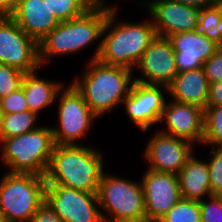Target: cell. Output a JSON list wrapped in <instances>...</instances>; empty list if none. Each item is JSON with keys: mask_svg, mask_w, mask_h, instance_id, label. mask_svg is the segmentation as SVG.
I'll return each mask as SVG.
<instances>
[{"mask_svg": "<svg viewBox=\"0 0 222 222\" xmlns=\"http://www.w3.org/2000/svg\"><path fill=\"white\" fill-rule=\"evenodd\" d=\"M199 201L181 198L161 219V222H201Z\"/></svg>", "mask_w": 222, "mask_h": 222, "instance_id": "484cf974", "label": "cell"}, {"mask_svg": "<svg viewBox=\"0 0 222 222\" xmlns=\"http://www.w3.org/2000/svg\"><path fill=\"white\" fill-rule=\"evenodd\" d=\"M199 205L201 222H222V196L210 195L199 201Z\"/></svg>", "mask_w": 222, "mask_h": 222, "instance_id": "f1b7e54d", "label": "cell"}, {"mask_svg": "<svg viewBox=\"0 0 222 222\" xmlns=\"http://www.w3.org/2000/svg\"><path fill=\"white\" fill-rule=\"evenodd\" d=\"M11 18L38 43L60 23L44 0H20Z\"/></svg>", "mask_w": 222, "mask_h": 222, "instance_id": "ac0fdd59", "label": "cell"}, {"mask_svg": "<svg viewBox=\"0 0 222 222\" xmlns=\"http://www.w3.org/2000/svg\"><path fill=\"white\" fill-rule=\"evenodd\" d=\"M0 222H6L4 219H3V216L0 214Z\"/></svg>", "mask_w": 222, "mask_h": 222, "instance_id": "74e56055", "label": "cell"}, {"mask_svg": "<svg viewBox=\"0 0 222 222\" xmlns=\"http://www.w3.org/2000/svg\"><path fill=\"white\" fill-rule=\"evenodd\" d=\"M45 177L6 172L0 180V214L6 222H31L45 202Z\"/></svg>", "mask_w": 222, "mask_h": 222, "instance_id": "8992f818", "label": "cell"}, {"mask_svg": "<svg viewBox=\"0 0 222 222\" xmlns=\"http://www.w3.org/2000/svg\"><path fill=\"white\" fill-rule=\"evenodd\" d=\"M24 74L15 67L0 63V99L21 87Z\"/></svg>", "mask_w": 222, "mask_h": 222, "instance_id": "4316f807", "label": "cell"}, {"mask_svg": "<svg viewBox=\"0 0 222 222\" xmlns=\"http://www.w3.org/2000/svg\"><path fill=\"white\" fill-rule=\"evenodd\" d=\"M111 6L117 7L102 0L82 16L60 22L39 42L40 66H45L52 57L80 52L94 41L101 40Z\"/></svg>", "mask_w": 222, "mask_h": 222, "instance_id": "3957f363", "label": "cell"}, {"mask_svg": "<svg viewBox=\"0 0 222 222\" xmlns=\"http://www.w3.org/2000/svg\"><path fill=\"white\" fill-rule=\"evenodd\" d=\"M1 160L9 173H33L45 177L55 146L52 128L39 126L0 143Z\"/></svg>", "mask_w": 222, "mask_h": 222, "instance_id": "5b68a950", "label": "cell"}, {"mask_svg": "<svg viewBox=\"0 0 222 222\" xmlns=\"http://www.w3.org/2000/svg\"><path fill=\"white\" fill-rule=\"evenodd\" d=\"M24 89L21 86L9 96L0 99V113L11 114L28 111Z\"/></svg>", "mask_w": 222, "mask_h": 222, "instance_id": "f546056e", "label": "cell"}, {"mask_svg": "<svg viewBox=\"0 0 222 222\" xmlns=\"http://www.w3.org/2000/svg\"><path fill=\"white\" fill-rule=\"evenodd\" d=\"M218 2L221 4V11H222V0H218Z\"/></svg>", "mask_w": 222, "mask_h": 222, "instance_id": "f35d334b", "label": "cell"}, {"mask_svg": "<svg viewBox=\"0 0 222 222\" xmlns=\"http://www.w3.org/2000/svg\"><path fill=\"white\" fill-rule=\"evenodd\" d=\"M168 86L144 84L134 81L129 95L123 100L129 119L146 132L153 124H159L166 98L162 89Z\"/></svg>", "mask_w": 222, "mask_h": 222, "instance_id": "7c38bea8", "label": "cell"}, {"mask_svg": "<svg viewBox=\"0 0 222 222\" xmlns=\"http://www.w3.org/2000/svg\"><path fill=\"white\" fill-rule=\"evenodd\" d=\"M62 90L56 98L59 100L57 102L58 126L52 127L54 143L77 145L99 117L88 107L83 95L72 83H69L66 88L63 87Z\"/></svg>", "mask_w": 222, "mask_h": 222, "instance_id": "ba28073f", "label": "cell"}, {"mask_svg": "<svg viewBox=\"0 0 222 222\" xmlns=\"http://www.w3.org/2000/svg\"><path fill=\"white\" fill-rule=\"evenodd\" d=\"M206 106H222V81L210 84Z\"/></svg>", "mask_w": 222, "mask_h": 222, "instance_id": "d6a6232c", "label": "cell"}, {"mask_svg": "<svg viewBox=\"0 0 222 222\" xmlns=\"http://www.w3.org/2000/svg\"><path fill=\"white\" fill-rule=\"evenodd\" d=\"M134 68L143 76L135 77L134 81L169 86L178 74L171 41L156 36Z\"/></svg>", "mask_w": 222, "mask_h": 222, "instance_id": "5bb4252c", "label": "cell"}, {"mask_svg": "<svg viewBox=\"0 0 222 222\" xmlns=\"http://www.w3.org/2000/svg\"><path fill=\"white\" fill-rule=\"evenodd\" d=\"M211 159L207 162L211 195L222 196V149H212Z\"/></svg>", "mask_w": 222, "mask_h": 222, "instance_id": "83f0119b", "label": "cell"}, {"mask_svg": "<svg viewBox=\"0 0 222 222\" xmlns=\"http://www.w3.org/2000/svg\"><path fill=\"white\" fill-rule=\"evenodd\" d=\"M50 11L60 21H67L85 14L97 0H44Z\"/></svg>", "mask_w": 222, "mask_h": 222, "instance_id": "cb8c5ba5", "label": "cell"}, {"mask_svg": "<svg viewBox=\"0 0 222 222\" xmlns=\"http://www.w3.org/2000/svg\"><path fill=\"white\" fill-rule=\"evenodd\" d=\"M191 155L178 173L179 186L183 199L201 201L211 195L209 167L207 161Z\"/></svg>", "mask_w": 222, "mask_h": 222, "instance_id": "ffe728a7", "label": "cell"}, {"mask_svg": "<svg viewBox=\"0 0 222 222\" xmlns=\"http://www.w3.org/2000/svg\"><path fill=\"white\" fill-rule=\"evenodd\" d=\"M152 1V0H151ZM150 0H147V2H144L143 4V1H141V6H146L147 4H149ZM143 4V5H142Z\"/></svg>", "mask_w": 222, "mask_h": 222, "instance_id": "8d00e7d4", "label": "cell"}, {"mask_svg": "<svg viewBox=\"0 0 222 222\" xmlns=\"http://www.w3.org/2000/svg\"><path fill=\"white\" fill-rule=\"evenodd\" d=\"M3 1L13 11L18 6L20 0H3Z\"/></svg>", "mask_w": 222, "mask_h": 222, "instance_id": "d590c367", "label": "cell"}, {"mask_svg": "<svg viewBox=\"0 0 222 222\" xmlns=\"http://www.w3.org/2000/svg\"><path fill=\"white\" fill-rule=\"evenodd\" d=\"M209 82L204 68L183 71L176 75L168 86V94L181 103L194 104L206 108L209 96Z\"/></svg>", "mask_w": 222, "mask_h": 222, "instance_id": "d6986e66", "label": "cell"}, {"mask_svg": "<svg viewBox=\"0 0 222 222\" xmlns=\"http://www.w3.org/2000/svg\"><path fill=\"white\" fill-rule=\"evenodd\" d=\"M45 201L64 222H104L97 193L47 184Z\"/></svg>", "mask_w": 222, "mask_h": 222, "instance_id": "9c48e42d", "label": "cell"}, {"mask_svg": "<svg viewBox=\"0 0 222 222\" xmlns=\"http://www.w3.org/2000/svg\"><path fill=\"white\" fill-rule=\"evenodd\" d=\"M194 153L192 143L158 130L149 139L144 151V158L146 163H149V169L178 175Z\"/></svg>", "mask_w": 222, "mask_h": 222, "instance_id": "4fadbf2b", "label": "cell"}, {"mask_svg": "<svg viewBox=\"0 0 222 222\" xmlns=\"http://www.w3.org/2000/svg\"><path fill=\"white\" fill-rule=\"evenodd\" d=\"M31 222H64L45 201L33 215Z\"/></svg>", "mask_w": 222, "mask_h": 222, "instance_id": "1f68e13d", "label": "cell"}, {"mask_svg": "<svg viewBox=\"0 0 222 222\" xmlns=\"http://www.w3.org/2000/svg\"><path fill=\"white\" fill-rule=\"evenodd\" d=\"M142 176L147 222L160 220L181 198L178 175L146 169Z\"/></svg>", "mask_w": 222, "mask_h": 222, "instance_id": "8fae6325", "label": "cell"}, {"mask_svg": "<svg viewBox=\"0 0 222 222\" xmlns=\"http://www.w3.org/2000/svg\"><path fill=\"white\" fill-rule=\"evenodd\" d=\"M85 73L71 82L83 95L88 107L101 117L122 104L134 83L132 70L94 59ZM133 77V79H132Z\"/></svg>", "mask_w": 222, "mask_h": 222, "instance_id": "277c9868", "label": "cell"}, {"mask_svg": "<svg viewBox=\"0 0 222 222\" xmlns=\"http://www.w3.org/2000/svg\"><path fill=\"white\" fill-rule=\"evenodd\" d=\"M175 51L178 73L199 69L220 47L198 30L168 37Z\"/></svg>", "mask_w": 222, "mask_h": 222, "instance_id": "e0dca14e", "label": "cell"}, {"mask_svg": "<svg viewBox=\"0 0 222 222\" xmlns=\"http://www.w3.org/2000/svg\"><path fill=\"white\" fill-rule=\"evenodd\" d=\"M103 173L104 161L99 150L82 144H55L45 181L47 184L98 193Z\"/></svg>", "mask_w": 222, "mask_h": 222, "instance_id": "7a4b0ae2", "label": "cell"}, {"mask_svg": "<svg viewBox=\"0 0 222 222\" xmlns=\"http://www.w3.org/2000/svg\"><path fill=\"white\" fill-rule=\"evenodd\" d=\"M13 11L4 3L3 0H0V19L11 18Z\"/></svg>", "mask_w": 222, "mask_h": 222, "instance_id": "e575fe53", "label": "cell"}, {"mask_svg": "<svg viewBox=\"0 0 222 222\" xmlns=\"http://www.w3.org/2000/svg\"><path fill=\"white\" fill-rule=\"evenodd\" d=\"M0 63L24 73L41 69L39 43L26 34L12 18L0 19Z\"/></svg>", "mask_w": 222, "mask_h": 222, "instance_id": "30bf717a", "label": "cell"}, {"mask_svg": "<svg viewBox=\"0 0 222 222\" xmlns=\"http://www.w3.org/2000/svg\"><path fill=\"white\" fill-rule=\"evenodd\" d=\"M152 19L157 36L168 38L175 33L195 31L198 28L200 8L172 0H152L145 6Z\"/></svg>", "mask_w": 222, "mask_h": 222, "instance_id": "9a60e30c", "label": "cell"}, {"mask_svg": "<svg viewBox=\"0 0 222 222\" xmlns=\"http://www.w3.org/2000/svg\"><path fill=\"white\" fill-rule=\"evenodd\" d=\"M197 30L217 45L222 46V11L218 1L200 10Z\"/></svg>", "mask_w": 222, "mask_h": 222, "instance_id": "603a6c76", "label": "cell"}, {"mask_svg": "<svg viewBox=\"0 0 222 222\" xmlns=\"http://www.w3.org/2000/svg\"><path fill=\"white\" fill-rule=\"evenodd\" d=\"M38 116L35 112L29 110L19 113L1 114L0 143L4 139L37 129L39 127L36 123L38 122Z\"/></svg>", "mask_w": 222, "mask_h": 222, "instance_id": "7402d4cb", "label": "cell"}, {"mask_svg": "<svg viewBox=\"0 0 222 222\" xmlns=\"http://www.w3.org/2000/svg\"><path fill=\"white\" fill-rule=\"evenodd\" d=\"M38 72L36 70L25 73L21 85L29 111L35 112L37 115L56 102L59 91H62L64 87L63 83L38 77Z\"/></svg>", "mask_w": 222, "mask_h": 222, "instance_id": "44dd1931", "label": "cell"}, {"mask_svg": "<svg viewBox=\"0 0 222 222\" xmlns=\"http://www.w3.org/2000/svg\"><path fill=\"white\" fill-rule=\"evenodd\" d=\"M97 194L104 222H147L141 181L104 172Z\"/></svg>", "mask_w": 222, "mask_h": 222, "instance_id": "52a82bcc", "label": "cell"}, {"mask_svg": "<svg viewBox=\"0 0 222 222\" xmlns=\"http://www.w3.org/2000/svg\"><path fill=\"white\" fill-rule=\"evenodd\" d=\"M172 1L203 9L205 7L215 4L218 0H172Z\"/></svg>", "mask_w": 222, "mask_h": 222, "instance_id": "836d02e7", "label": "cell"}, {"mask_svg": "<svg viewBox=\"0 0 222 222\" xmlns=\"http://www.w3.org/2000/svg\"><path fill=\"white\" fill-rule=\"evenodd\" d=\"M117 7H112L105 22L102 39L89 61L98 59L108 65L133 71L157 34L152 18L144 22H116ZM116 23V24H115Z\"/></svg>", "mask_w": 222, "mask_h": 222, "instance_id": "6da1fadb", "label": "cell"}, {"mask_svg": "<svg viewBox=\"0 0 222 222\" xmlns=\"http://www.w3.org/2000/svg\"><path fill=\"white\" fill-rule=\"evenodd\" d=\"M202 144L222 149V106H206L204 109Z\"/></svg>", "mask_w": 222, "mask_h": 222, "instance_id": "d4e9b609", "label": "cell"}, {"mask_svg": "<svg viewBox=\"0 0 222 222\" xmlns=\"http://www.w3.org/2000/svg\"><path fill=\"white\" fill-rule=\"evenodd\" d=\"M209 84L222 81V46L203 64Z\"/></svg>", "mask_w": 222, "mask_h": 222, "instance_id": "4dcf8cb0", "label": "cell"}, {"mask_svg": "<svg viewBox=\"0 0 222 222\" xmlns=\"http://www.w3.org/2000/svg\"><path fill=\"white\" fill-rule=\"evenodd\" d=\"M166 122V129L160 132L186 140L194 145L202 144L204 135V109L194 104L172 100L166 102L161 122Z\"/></svg>", "mask_w": 222, "mask_h": 222, "instance_id": "2e32d148", "label": "cell"}]
</instances>
